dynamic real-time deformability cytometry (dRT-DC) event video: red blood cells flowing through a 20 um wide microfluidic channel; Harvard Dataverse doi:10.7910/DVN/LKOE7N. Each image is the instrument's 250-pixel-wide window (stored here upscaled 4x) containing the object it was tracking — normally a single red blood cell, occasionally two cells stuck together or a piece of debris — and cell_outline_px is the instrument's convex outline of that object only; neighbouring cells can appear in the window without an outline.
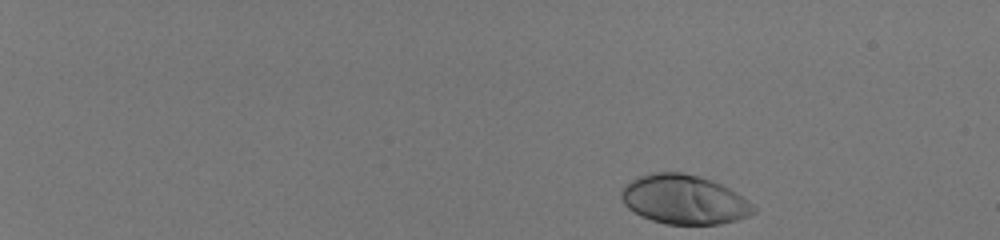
{"species": "human", "species_latin": "Homo sapiens", "temperature_condition": "room temperature", "stored_images_in_passage": 47, "camera_frame_rate_fps": 3000, "um_per_image_px": 0.085, "donor": {"sex": "male"}, "frame": {"image": 1, "passage_image": 1, "time_ms": 0.0, "image_size_px": [1000, 240], "cell_outline_px": [[756, 212], [748, 216], [736, 220], [720, 224], [664, 224], [640, 216], [628, 208], [624, 204], [620, 196], [620, 192], [624, 184], [640, 176], [652, 172], [684, 172], [712, 180], [736, 192], [748, 200], [756, 208]], "centroid_in_image_um": [58.13, 16.96], "position_along_channel_um": 26.9, "area_um2": 38.09}}
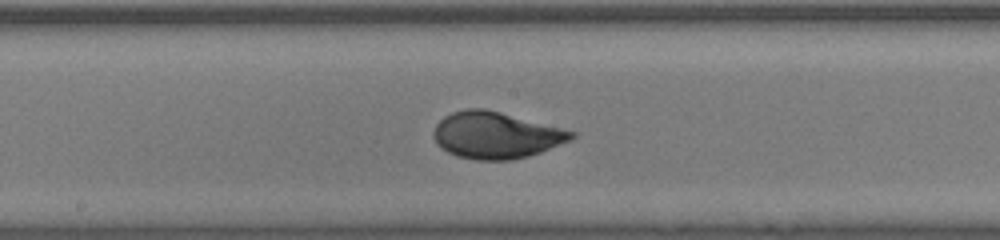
{"frame": {"image": 2, "passage_image": 27, "time_ms": 8.667, "image_size_px": [1000, 240], "cell_outline_px": [[576, 136], [572, 140], [540, 152], [528, 156], [512, 160], [476, 160], [456, 156], [440, 148], [436, 144], [432, 136], [432, 132], [436, 124], [444, 116], [452, 112], [464, 108], [484, 108], [500, 112], [576, 132]], "centroid_in_image_um": [42.11, 11.5], "position_along_channel_um": 206.1, "area_um2": 37.57}}
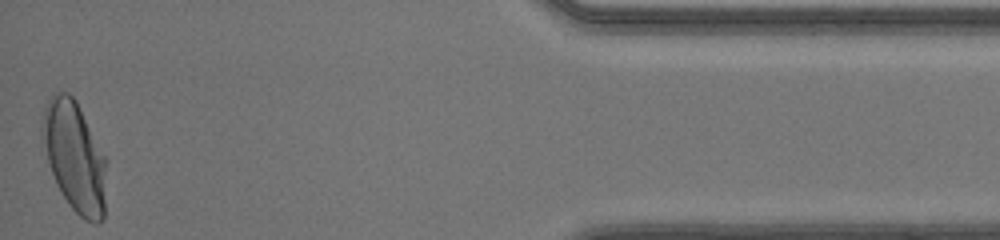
{"frame": {"image": 3, "passage_image": 47, "time_ms": 15.333, "image_size_px": [1000, 240], "cell_outline_px": [[108, 160], [104, 216], [96, 224], [92, 224], [84, 220], [68, 204], [56, 184], [40, 136], [40, 120], [44, 108], [48, 100], [56, 92], [68, 92], [76, 100]], "centroid_in_image_um": [6.35, 13.31], "position_along_channel_um": 428.8, "area_um2": 41.85}, "authors_computed_cell_mechanics": {"area_um2": 36.9342, "velocity_mm_per_s": 4.0883, "shape_relaxation_time_tau1_ms": 3.6487, "shape_relaxation_time_tau2_ms": null, "deformation_change_tau1": 0.1978, "deformation_change_tau2": null}}